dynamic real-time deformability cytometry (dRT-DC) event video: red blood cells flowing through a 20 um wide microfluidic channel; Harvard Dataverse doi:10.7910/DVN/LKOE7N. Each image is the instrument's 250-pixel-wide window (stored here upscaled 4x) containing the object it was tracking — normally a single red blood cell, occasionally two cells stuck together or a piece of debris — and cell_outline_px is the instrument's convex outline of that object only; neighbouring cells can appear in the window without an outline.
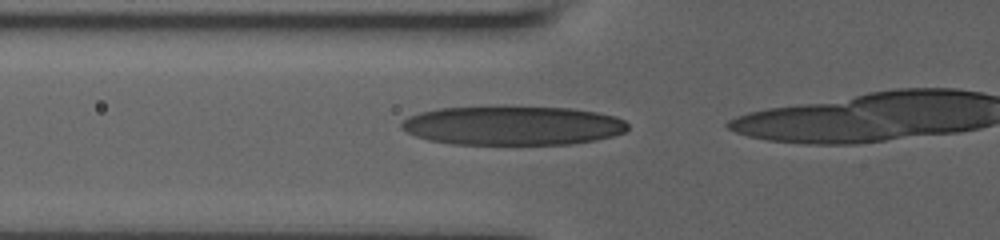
{"species": "human", "species_latin": "Homo sapiens", "temperature_condition": "room temperature", "stored_images_in_passage": 14, "camera_frame_rate_fps": 3000, "um_per_image_px": 0.085, "donor": {"sex": "male"}, "frame": {"image": 1, "passage_image": 8, "time_ms": 2.0, "image_size_px": [1000, 240], "cell_outline_px": [[628, 128], [624, 132], [612, 136], [572, 144], [452, 144], [428, 140], [416, 136], [400, 128], [400, 124], [408, 116], [420, 112], [440, 108], [504, 104], [572, 108], [596, 112], [616, 116], [624, 120], [628, 124]], "centroid_in_image_um": [43.55, 10.63], "position_along_channel_um": 82.2, "area_um2": 52.83}}
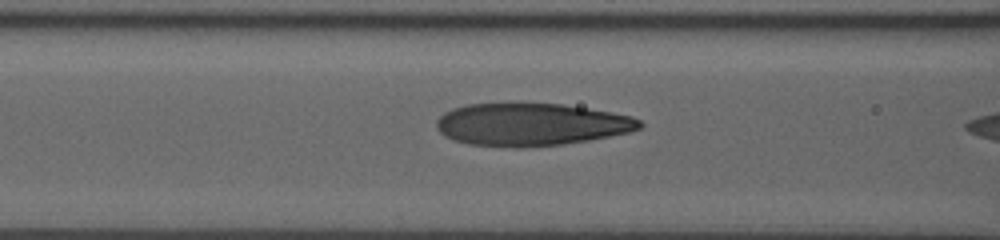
{"frame": {"image": 2, "passage_image": 12, "time_ms": 3.0, "image_size_px": [1000, 240], "cell_outline_px": [[644, 124], [640, 128], [628, 132], [588, 140], [560, 144], [524, 148], [516, 148], [468, 144], [444, 136], [436, 128], [436, 120], [444, 112], [452, 108], [468, 104], [560, 104], [632, 116], [640, 120]], "centroid_in_image_um": [45.09, 10.59], "position_along_channel_um": 121.5, "area_um2": 50.0}}